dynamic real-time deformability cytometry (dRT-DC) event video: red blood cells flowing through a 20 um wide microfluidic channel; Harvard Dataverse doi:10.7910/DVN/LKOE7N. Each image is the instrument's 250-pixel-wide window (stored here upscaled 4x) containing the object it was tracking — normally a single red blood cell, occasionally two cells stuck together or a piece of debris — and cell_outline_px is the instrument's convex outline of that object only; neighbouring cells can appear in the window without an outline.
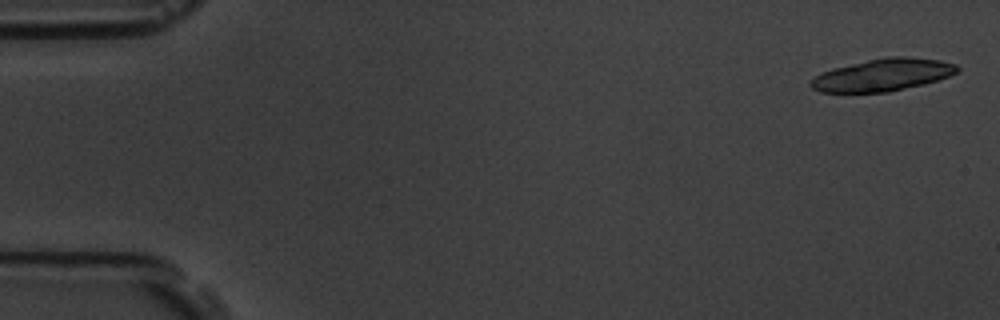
{"species": "common noctule bat (a hibernating species)", "species_latin": "Nyctalus noctula", "temperature_condition": "room temperature", "stored_images_in_passage": 5, "camera_frame_rate_fps": 3000, "um_per_image_px": 0.085, "animal": {"sex": "male", "body_mass_g": 19.5, "forearm_length_mm": 54.6}, "frame": {"image": 1, "passage_image": 1, "time_ms": 0.0, "image_size_px": [1000, 320], "cell_outline_px": [[960, 68], [956, 72], [948, 76], [924, 84], [888, 92], [820, 92], [812, 88], [808, 84], [808, 80], [832, 68], [884, 56], [904, 56], [940, 60], [956, 64]], "centroid_in_image_um": [75.0, 6.36], "position_along_channel_um": 10.0, "area_um2": 27.57}}